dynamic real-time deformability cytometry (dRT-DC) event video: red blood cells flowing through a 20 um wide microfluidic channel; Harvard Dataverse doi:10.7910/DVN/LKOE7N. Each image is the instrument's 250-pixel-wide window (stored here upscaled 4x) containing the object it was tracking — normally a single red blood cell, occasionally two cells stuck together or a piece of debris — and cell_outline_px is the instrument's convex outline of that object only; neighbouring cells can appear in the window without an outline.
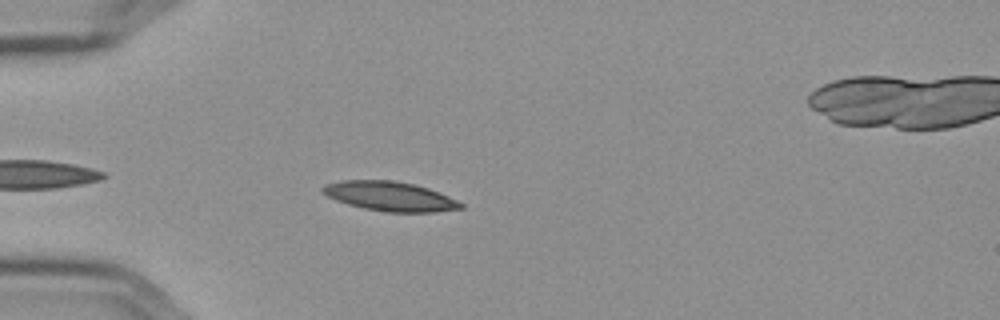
{"species": "Egyptian fruit bat (a non-hibernating species)", "species_latin": "Rousettus aegyptiacus", "temperature_condition": "cold", "stored_images_in_passage": 33, "camera_frame_rate_fps": 3000, "um_per_image_px": 0.085, "frame": {"image": 1, "passage_image": 5, "time_ms": 1.333, "image_size_px": [1000, 320], "cell_outline_px": [[464, 208], [432, 212], [388, 212], [364, 208], [348, 204], [336, 200], [320, 192], [320, 188], [324, 184], [340, 180], [396, 180], [428, 188], [448, 196], [464, 204]], "centroid_in_image_um": [33.1, 16.67], "position_along_channel_um": 51.9, "area_um2": 23.7}}
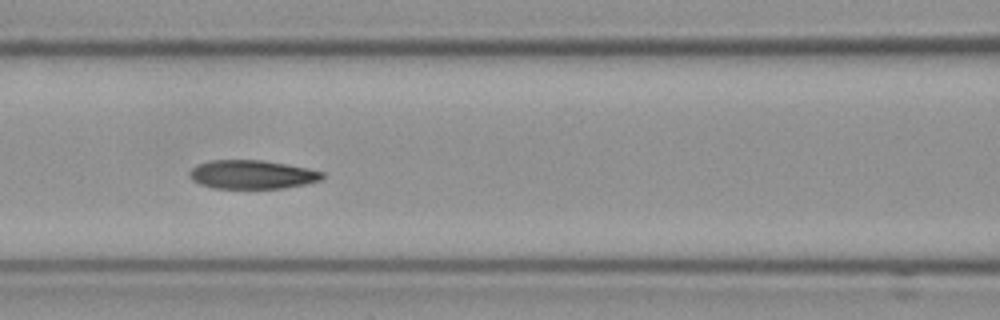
{"frame": {"image": 2, "passage_image": 14, "time_ms": 4.333, "image_size_px": [1000, 320], "cell_outline_px": [[324, 176], [320, 180], [304, 184], [284, 188], [212, 188], [200, 184], [192, 180], [188, 176], [188, 172], [196, 164], [212, 160], [260, 160], [308, 168], [324, 172]], "centroid_in_image_um": [21.38, 14.83], "position_along_channel_um": 145.2, "area_um2": 22.2}}
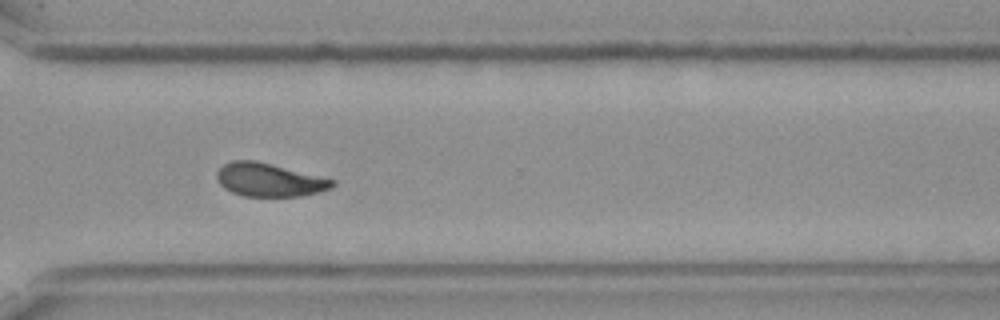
{"frame": {"image": 3, "passage_image": 31, "time_ms": 10.0, "image_size_px": [1000, 320], "cell_outline_px": [[336, 184], [332, 188], [320, 192], [300, 196], [244, 196], [232, 192], [224, 188], [220, 184], [216, 176], [216, 172], [224, 164], [232, 160], [252, 160], [272, 164], [336, 180]], "centroid_in_image_um": [22.9, 15.29], "position_along_channel_um": 347.7, "area_um2": 22.43}, "authors_computed_cell_mechanics": {"area_um2": 22.9466, "velocity_mm_per_s": 3.5771, "shape_relaxation_time_tau1_ms": 6.293, "shape_relaxation_time_tau2_ms": 3.3009, "deformation_change_tau1": 0.1587, "deformation_change_tau2": 0.0807}}